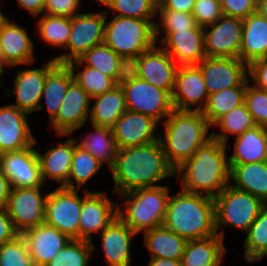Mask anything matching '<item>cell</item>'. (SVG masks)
Segmentation results:
<instances>
[{
	"label": "cell",
	"instance_id": "cell-48",
	"mask_svg": "<svg viewBox=\"0 0 267 266\" xmlns=\"http://www.w3.org/2000/svg\"><path fill=\"white\" fill-rule=\"evenodd\" d=\"M141 53L130 56H120L117 73L114 79L115 86L123 87L139 78Z\"/></svg>",
	"mask_w": 267,
	"mask_h": 266
},
{
	"label": "cell",
	"instance_id": "cell-47",
	"mask_svg": "<svg viewBox=\"0 0 267 266\" xmlns=\"http://www.w3.org/2000/svg\"><path fill=\"white\" fill-rule=\"evenodd\" d=\"M192 15L200 27L214 24L223 16L220 0H196Z\"/></svg>",
	"mask_w": 267,
	"mask_h": 266
},
{
	"label": "cell",
	"instance_id": "cell-12",
	"mask_svg": "<svg viewBox=\"0 0 267 266\" xmlns=\"http://www.w3.org/2000/svg\"><path fill=\"white\" fill-rule=\"evenodd\" d=\"M78 227V240L93 242L92 234L102 232L116 217L117 204L105 192L84 189Z\"/></svg>",
	"mask_w": 267,
	"mask_h": 266
},
{
	"label": "cell",
	"instance_id": "cell-30",
	"mask_svg": "<svg viewBox=\"0 0 267 266\" xmlns=\"http://www.w3.org/2000/svg\"><path fill=\"white\" fill-rule=\"evenodd\" d=\"M225 252L224 239L218 235L187 240L180 261L182 266H221Z\"/></svg>",
	"mask_w": 267,
	"mask_h": 266
},
{
	"label": "cell",
	"instance_id": "cell-4",
	"mask_svg": "<svg viewBox=\"0 0 267 266\" xmlns=\"http://www.w3.org/2000/svg\"><path fill=\"white\" fill-rule=\"evenodd\" d=\"M162 125L165 135H159V141L166 161L174 170L211 139L208 133L212 126L200 111L174 109Z\"/></svg>",
	"mask_w": 267,
	"mask_h": 266
},
{
	"label": "cell",
	"instance_id": "cell-14",
	"mask_svg": "<svg viewBox=\"0 0 267 266\" xmlns=\"http://www.w3.org/2000/svg\"><path fill=\"white\" fill-rule=\"evenodd\" d=\"M196 66L201 70L208 94L235 86H247L248 65L236 58L205 57Z\"/></svg>",
	"mask_w": 267,
	"mask_h": 266
},
{
	"label": "cell",
	"instance_id": "cell-21",
	"mask_svg": "<svg viewBox=\"0 0 267 266\" xmlns=\"http://www.w3.org/2000/svg\"><path fill=\"white\" fill-rule=\"evenodd\" d=\"M159 45L178 65H196L206 57L204 29L197 24L189 30L167 33Z\"/></svg>",
	"mask_w": 267,
	"mask_h": 266
},
{
	"label": "cell",
	"instance_id": "cell-34",
	"mask_svg": "<svg viewBox=\"0 0 267 266\" xmlns=\"http://www.w3.org/2000/svg\"><path fill=\"white\" fill-rule=\"evenodd\" d=\"M94 131L89 133L81 141L77 139V144L87 150L102 164L106 163L109 169L115 162L117 146L111 127L97 126L91 124ZM79 141V142H78Z\"/></svg>",
	"mask_w": 267,
	"mask_h": 266
},
{
	"label": "cell",
	"instance_id": "cell-38",
	"mask_svg": "<svg viewBox=\"0 0 267 266\" xmlns=\"http://www.w3.org/2000/svg\"><path fill=\"white\" fill-rule=\"evenodd\" d=\"M67 65L71 69L73 79L91 98L115 87L114 80L110 76L103 74L98 69L86 66L79 59L71 60ZM80 67L84 68L77 72Z\"/></svg>",
	"mask_w": 267,
	"mask_h": 266
},
{
	"label": "cell",
	"instance_id": "cell-20",
	"mask_svg": "<svg viewBox=\"0 0 267 266\" xmlns=\"http://www.w3.org/2000/svg\"><path fill=\"white\" fill-rule=\"evenodd\" d=\"M28 115L11 104L0 107V155L26 149L35 143Z\"/></svg>",
	"mask_w": 267,
	"mask_h": 266
},
{
	"label": "cell",
	"instance_id": "cell-44",
	"mask_svg": "<svg viewBox=\"0 0 267 266\" xmlns=\"http://www.w3.org/2000/svg\"><path fill=\"white\" fill-rule=\"evenodd\" d=\"M156 15L159 16L155 23V39L158 42L161 29L164 35L167 33L192 29L196 23L192 13L180 12L170 9H157Z\"/></svg>",
	"mask_w": 267,
	"mask_h": 266
},
{
	"label": "cell",
	"instance_id": "cell-2",
	"mask_svg": "<svg viewBox=\"0 0 267 266\" xmlns=\"http://www.w3.org/2000/svg\"><path fill=\"white\" fill-rule=\"evenodd\" d=\"M227 145L211 138L197 148L192 157L174 170L181 190L214 198L230 184Z\"/></svg>",
	"mask_w": 267,
	"mask_h": 266
},
{
	"label": "cell",
	"instance_id": "cell-16",
	"mask_svg": "<svg viewBox=\"0 0 267 266\" xmlns=\"http://www.w3.org/2000/svg\"><path fill=\"white\" fill-rule=\"evenodd\" d=\"M208 95L201 70L196 65H179L171 95L173 109L201 112Z\"/></svg>",
	"mask_w": 267,
	"mask_h": 266
},
{
	"label": "cell",
	"instance_id": "cell-51",
	"mask_svg": "<svg viewBox=\"0 0 267 266\" xmlns=\"http://www.w3.org/2000/svg\"><path fill=\"white\" fill-rule=\"evenodd\" d=\"M253 85L267 91V58L257 59L248 65Z\"/></svg>",
	"mask_w": 267,
	"mask_h": 266
},
{
	"label": "cell",
	"instance_id": "cell-53",
	"mask_svg": "<svg viewBox=\"0 0 267 266\" xmlns=\"http://www.w3.org/2000/svg\"><path fill=\"white\" fill-rule=\"evenodd\" d=\"M196 0H159L157 9H170L192 13Z\"/></svg>",
	"mask_w": 267,
	"mask_h": 266
},
{
	"label": "cell",
	"instance_id": "cell-54",
	"mask_svg": "<svg viewBox=\"0 0 267 266\" xmlns=\"http://www.w3.org/2000/svg\"><path fill=\"white\" fill-rule=\"evenodd\" d=\"M17 3L20 7L29 11L32 14L31 16L37 17L44 13L46 0H17Z\"/></svg>",
	"mask_w": 267,
	"mask_h": 266
},
{
	"label": "cell",
	"instance_id": "cell-13",
	"mask_svg": "<svg viewBox=\"0 0 267 266\" xmlns=\"http://www.w3.org/2000/svg\"><path fill=\"white\" fill-rule=\"evenodd\" d=\"M204 49L207 57L239 59L243 36V20L223 15L204 27Z\"/></svg>",
	"mask_w": 267,
	"mask_h": 266
},
{
	"label": "cell",
	"instance_id": "cell-25",
	"mask_svg": "<svg viewBox=\"0 0 267 266\" xmlns=\"http://www.w3.org/2000/svg\"><path fill=\"white\" fill-rule=\"evenodd\" d=\"M135 233L116 217L101 233L100 241L108 266H131V241Z\"/></svg>",
	"mask_w": 267,
	"mask_h": 266
},
{
	"label": "cell",
	"instance_id": "cell-22",
	"mask_svg": "<svg viewBox=\"0 0 267 266\" xmlns=\"http://www.w3.org/2000/svg\"><path fill=\"white\" fill-rule=\"evenodd\" d=\"M178 67L175 60L161 46L155 44L141 53L139 79L172 95Z\"/></svg>",
	"mask_w": 267,
	"mask_h": 266
},
{
	"label": "cell",
	"instance_id": "cell-57",
	"mask_svg": "<svg viewBox=\"0 0 267 266\" xmlns=\"http://www.w3.org/2000/svg\"><path fill=\"white\" fill-rule=\"evenodd\" d=\"M256 12L267 19V0H258Z\"/></svg>",
	"mask_w": 267,
	"mask_h": 266
},
{
	"label": "cell",
	"instance_id": "cell-36",
	"mask_svg": "<svg viewBox=\"0 0 267 266\" xmlns=\"http://www.w3.org/2000/svg\"><path fill=\"white\" fill-rule=\"evenodd\" d=\"M212 126L219 127L222 132L216 133V131H212L210 133L211 138L227 145L229 139L228 134L238 137L247 129L256 126V124L244 102L243 104L235 107L232 111L221 116L212 124Z\"/></svg>",
	"mask_w": 267,
	"mask_h": 266
},
{
	"label": "cell",
	"instance_id": "cell-37",
	"mask_svg": "<svg viewBox=\"0 0 267 266\" xmlns=\"http://www.w3.org/2000/svg\"><path fill=\"white\" fill-rule=\"evenodd\" d=\"M102 166L103 164L87 150L79 146L77 144V139L74 138V153L71 170L68 176V181L63 187L76 190L81 189L86 182L90 181V179L99 172L98 170Z\"/></svg>",
	"mask_w": 267,
	"mask_h": 266
},
{
	"label": "cell",
	"instance_id": "cell-27",
	"mask_svg": "<svg viewBox=\"0 0 267 266\" xmlns=\"http://www.w3.org/2000/svg\"><path fill=\"white\" fill-rule=\"evenodd\" d=\"M262 58H267V19L255 12L243 19L239 59L249 65Z\"/></svg>",
	"mask_w": 267,
	"mask_h": 266
},
{
	"label": "cell",
	"instance_id": "cell-19",
	"mask_svg": "<svg viewBox=\"0 0 267 266\" xmlns=\"http://www.w3.org/2000/svg\"><path fill=\"white\" fill-rule=\"evenodd\" d=\"M158 122L148 115L125 111L111 127L118 149L143 146L159 140Z\"/></svg>",
	"mask_w": 267,
	"mask_h": 266
},
{
	"label": "cell",
	"instance_id": "cell-40",
	"mask_svg": "<svg viewBox=\"0 0 267 266\" xmlns=\"http://www.w3.org/2000/svg\"><path fill=\"white\" fill-rule=\"evenodd\" d=\"M246 234L247 236L243 241L244 256L247 263L250 264L267 255V204L260 211Z\"/></svg>",
	"mask_w": 267,
	"mask_h": 266
},
{
	"label": "cell",
	"instance_id": "cell-11",
	"mask_svg": "<svg viewBox=\"0 0 267 266\" xmlns=\"http://www.w3.org/2000/svg\"><path fill=\"white\" fill-rule=\"evenodd\" d=\"M43 187L12 188L6 210L20 235L27 229L44 223L46 191Z\"/></svg>",
	"mask_w": 267,
	"mask_h": 266
},
{
	"label": "cell",
	"instance_id": "cell-35",
	"mask_svg": "<svg viewBox=\"0 0 267 266\" xmlns=\"http://www.w3.org/2000/svg\"><path fill=\"white\" fill-rule=\"evenodd\" d=\"M246 86H235L208 95L201 111L208 123L212 124L224 114L244 103Z\"/></svg>",
	"mask_w": 267,
	"mask_h": 266
},
{
	"label": "cell",
	"instance_id": "cell-60",
	"mask_svg": "<svg viewBox=\"0 0 267 266\" xmlns=\"http://www.w3.org/2000/svg\"><path fill=\"white\" fill-rule=\"evenodd\" d=\"M100 4H104L107 0H97Z\"/></svg>",
	"mask_w": 267,
	"mask_h": 266
},
{
	"label": "cell",
	"instance_id": "cell-28",
	"mask_svg": "<svg viewBox=\"0 0 267 266\" xmlns=\"http://www.w3.org/2000/svg\"><path fill=\"white\" fill-rule=\"evenodd\" d=\"M230 165V185L267 204V161Z\"/></svg>",
	"mask_w": 267,
	"mask_h": 266
},
{
	"label": "cell",
	"instance_id": "cell-23",
	"mask_svg": "<svg viewBox=\"0 0 267 266\" xmlns=\"http://www.w3.org/2000/svg\"><path fill=\"white\" fill-rule=\"evenodd\" d=\"M21 236L27 243L35 266L48 264L71 240L66 234L45 222L25 230Z\"/></svg>",
	"mask_w": 267,
	"mask_h": 266
},
{
	"label": "cell",
	"instance_id": "cell-56",
	"mask_svg": "<svg viewBox=\"0 0 267 266\" xmlns=\"http://www.w3.org/2000/svg\"><path fill=\"white\" fill-rule=\"evenodd\" d=\"M148 266H182L180 260L164 259V258H150Z\"/></svg>",
	"mask_w": 267,
	"mask_h": 266
},
{
	"label": "cell",
	"instance_id": "cell-6",
	"mask_svg": "<svg viewBox=\"0 0 267 266\" xmlns=\"http://www.w3.org/2000/svg\"><path fill=\"white\" fill-rule=\"evenodd\" d=\"M213 199L216 233L223 239L225 233L221 229L223 226L234 227L246 233L266 205L256 196L236 189L230 184Z\"/></svg>",
	"mask_w": 267,
	"mask_h": 266
},
{
	"label": "cell",
	"instance_id": "cell-55",
	"mask_svg": "<svg viewBox=\"0 0 267 266\" xmlns=\"http://www.w3.org/2000/svg\"><path fill=\"white\" fill-rule=\"evenodd\" d=\"M11 189L9 179L0 170V208H6Z\"/></svg>",
	"mask_w": 267,
	"mask_h": 266
},
{
	"label": "cell",
	"instance_id": "cell-18",
	"mask_svg": "<svg viewBox=\"0 0 267 266\" xmlns=\"http://www.w3.org/2000/svg\"><path fill=\"white\" fill-rule=\"evenodd\" d=\"M35 143L23 150L0 155V170L9 179L12 188L43 187Z\"/></svg>",
	"mask_w": 267,
	"mask_h": 266
},
{
	"label": "cell",
	"instance_id": "cell-41",
	"mask_svg": "<svg viewBox=\"0 0 267 266\" xmlns=\"http://www.w3.org/2000/svg\"><path fill=\"white\" fill-rule=\"evenodd\" d=\"M94 250V242L71 239L45 266H89Z\"/></svg>",
	"mask_w": 267,
	"mask_h": 266
},
{
	"label": "cell",
	"instance_id": "cell-7",
	"mask_svg": "<svg viewBox=\"0 0 267 266\" xmlns=\"http://www.w3.org/2000/svg\"><path fill=\"white\" fill-rule=\"evenodd\" d=\"M155 21L114 16L105 21L104 43L119 56L137 55L156 44Z\"/></svg>",
	"mask_w": 267,
	"mask_h": 266
},
{
	"label": "cell",
	"instance_id": "cell-31",
	"mask_svg": "<svg viewBox=\"0 0 267 266\" xmlns=\"http://www.w3.org/2000/svg\"><path fill=\"white\" fill-rule=\"evenodd\" d=\"M90 106L89 123L97 126L112 127L120 116L127 111L124 91L121 87L115 86L103 94L94 96Z\"/></svg>",
	"mask_w": 267,
	"mask_h": 266
},
{
	"label": "cell",
	"instance_id": "cell-52",
	"mask_svg": "<svg viewBox=\"0 0 267 266\" xmlns=\"http://www.w3.org/2000/svg\"><path fill=\"white\" fill-rule=\"evenodd\" d=\"M19 235L6 208H0V245L13 241Z\"/></svg>",
	"mask_w": 267,
	"mask_h": 266
},
{
	"label": "cell",
	"instance_id": "cell-17",
	"mask_svg": "<svg viewBox=\"0 0 267 266\" xmlns=\"http://www.w3.org/2000/svg\"><path fill=\"white\" fill-rule=\"evenodd\" d=\"M91 97L73 80L67 88L57 116L49 123L57 136L71 135L89 118Z\"/></svg>",
	"mask_w": 267,
	"mask_h": 266
},
{
	"label": "cell",
	"instance_id": "cell-1",
	"mask_svg": "<svg viewBox=\"0 0 267 266\" xmlns=\"http://www.w3.org/2000/svg\"><path fill=\"white\" fill-rule=\"evenodd\" d=\"M110 170L115 185L114 195L157 187L160 186L157 182L174 176V169L166 161L159 140L143 146L118 149Z\"/></svg>",
	"mask_w": 267,
	"mask_h": 266
},
{
	"label": "cell",
	"instance_id": "cell-10",
	"mask_svg": "<svg viewBox=\"0 0 267 266\" xmlns=\"http://www.w3.org/2000/svg\"><path fill=\"white\" fill-rule=\"evenodd\" d=\"M127 110L148 115L158 123L174 110L171 95L147 81L136 79L122 87Z\"/></svg>",
	"mask_w": 267,
	"mask_h": 266
},
{
	"label": "cell",
	"instance_id": "cell-3",
	"mask_svg": "<svg viewBox=\"0 0 267 266\" xmlns=\"http://www.w3.org/2000/svg\"><path fill=\"white\" fill-rule=\"evenodd\" d=\"M163 226L186 240L217 235L214 199L182 190L169 196Z\"/></svg>",
	"mask_w": 267,
	"mask_h": 266
},
{
	"label": "cell",
	"instance_id": "cell-32",
	"mask_svg": "<svg viewBox=\"0 0 267 266\" xmlns=\"http://www.w3.org/2000/svg\"><path fill=\"white\" fill-rule=\"evenodd\" d=\"M187 240L159 226L144 232V245L151 258L181 260Z\"/></svg>",
	"mask_w": 267,
	"mask_h": 266
},
{
	"label": "cell",
	"instance_id": "cell-39",
	"mask_svg": "<svg viewBox=\"0 0 267 266\" xmlns=\"http://www.w3.org/2000/svg\"><path fill=\"white\" fill-rule=\"evenodd\" d=\"M36 31L43 42L56 48H64L70 38L71 18L43 14L36 23Z\"/></svg>",
	"mask_w": 267,
	"mask_h": 266
},
{
	"label": "cell",
	"instance_id": "cell-8",
	"mask_svg": "<svg viewBox=\"0 0 267 266\" xmlns=\"http://www.w3.org/2000/svg\"><path fill=\"white\" fill-rule=\"evenodd\" d=\"M109 11L79 13L71 17L70 38L65 47L67 52L54 59L58 64H67L78 59L95 45L104 42L105 21Z\"/></svg>",
	"mask_w": 267,
	"mask_h": 266
},
{
	"label": "cell",
	"instance_id": "cell-5",
	"mask_svg": "<svg viewBox=\"0 0 267 266\" xmlns=\"http://www.w3.org/2000/svg\"><path fill=\"white\" fill-rule=\"evenodd\" d=\"M169 194V188L162 185L121 194L125 210L117 204V217L137 234L162 226Z\"/></svg>",
	"mask_w": 267,
	"mask_h": 266
},
{
	"label": "cell",
	"instance_id": "cell-45",
	"mask_svg": "<svg viewBox=\"0 0 267 266\" xmlns=\"http://www.w3.org/2000/svg\"><path fill=\"white\" fill-rule=\"evenodd\" d=\"M0 266H35L27 243L21 235L0 245Z\"/></svg>",
	"mask_w": 267,
	"mask_h": 266
},
{
	"label": "cell",
	"instance_id": "cell-24",
	"mask_svg": "<svg viewBox=\"0 0 267 266\" xmlns=\"http://www.w3.org/2000/svg\"><path fill=\"white\" fill-rule=\"evenodd\" d=\"M0 46L10 67L30 65L35 62L34 43L26 29L12 23L7 17L0 24Z\"/></svg>",
	"mask_w": 267,
	"mask_h": 266
},
{
	"label": "cell",
	"instance_id": "cell-58",
	"mask_svg": "<svg viewBox=\"0 0 267 266\" xmlns=\"http://www.w3.org/2000/svg\"><path fill=\"white\" fill-rule=\"evenodd\" d=\"M4 67H9V66L6 64V61L4 59L1 46H0V76L1 77L4 74Z\"/></svg>",
	"mask_w": 267,
	"mask_h": 266
},
{
	"label": "cell",
	"instance_id": "cell-33",
	"mask_svg": "<svg viewBox=\"0 0 267 266\" xmlns=\"http://www.w3.org/2000/svg\"><path fill=\"white\" fill-rule=\"evenodd\" d=\"M67 64H57L45 78L41 100H45L50 122L57 116L68 85L73 81Z\"/></svg>",
	"mask_w": 267,
	"mask_h": 266
},
{
	"label": "cell",
	"instance_id": "cell-50",
	"mask_svg": "<svg viewBox=\"0 0 267 266\" xmlns=\"http://www.w3.org/2000/svg\"><path fill=\"white\" fill-rule=\"evenodd\" d=\"M81 0H46L44 14L73 17L79 14Z\"/></svg>",
	"mask_w": 267,
	"mask_h": 266
},
{
	"label": "cell",
	"instance_id": "cell-42",
	"mask_svg": "<svg viewBox=\"0 0 267 266\" xmlns=\"http://www.w3.org/2000/svg\"><path fill=\"white\" fill-rule=\"evenodd\" d=\"M119 58L120 56L103 42L90 48L78 59L86 66L98 69L114 80Z\"/></svg>",
	"mask_w": 267,
	"mask_h": 266
},
{
	"label": "cell",
	"instance_id": "cell-29",
	"mask_svg": "<svg viewBox=\"0 0 267 266\" xmlns=\"http://www.w3.org/2000/svg\"><path fill=\"white\" fill-rule=\"evenodd\" d=\"M235 138L229 164L267 161V127L256 125Z\"/></svg>",
	"mask_w": 267,
	"mask_h": 266
},
{
	"label": "cell",
	"instance_id": "cell-59",
	"mask_svg": "<svg viewBox=\"0 0 267 266\" xmlns=\"http://www.w3.org/2000/svg\"><path fill=\"white\" fill-rule=\"evenodd\" d=\"M1 8V7H0ZM6 17L1 13V11H0V24H1V22L5 19Z\"/></svg>",
	"mask_w": 267,
	"mask_h": 266
},
{
	"label": "cell",
	"instance_id": "cell-46",
	"mask_svg": "<svg viewBox=\"0 0 267 266\" xmlns=\"http://www.w3.org/2000/svg\"><path fill=\"white\" fill-rule=\"evenodd\" d=\"M244 102L255 124L267 127V91L250 85L248 80Z\"/></svg>",
	"mask_w": 267,
	"mask_h": 266
},
{
	"label": "cell",
	"instance_id": "cell-49",
	"mask_svg": "<svg viewBox=\"0 0 267 266\" xmlns=\"http://www.w3.org/2000/svg\"><path fill=\"white\" fill-rule=\"evenodd\" d=\"M258 0H220L223 15L245 19L256 12Z\"/></svg>",
	"mask_w": 267,
	"mask_h": 266
},
{
	"label": "cell",
	"instance_id": "cell-15",
	"mask_svg": "<svg viewBox=\"0 0 267 266\" xmlns=\"http://www.w3.org/2000/svg\"><path fill=\"white\" fill-rule=\"evenodd\" d=\"M53 58L40 68L17 70L13 79V90H7V95L15 96V104H11L29 115L33 112L43 110L41 104L42 91L45 84L46 75L57 65Z\"/></svg>",
	"mask_w": 267,
	"mask_h": 266
},
{
	"label": "cell",
	"instance_id": "cell-26",
	"mask_svg": "<svg viewBox=\"0 0 267 266\" xmlns=\"http://www.w3.org/2000/svg\"><path fill=\"white\" fill-rule=\"evenodd\" d=\"M36 152L44 184L49 178L60 184L59 187H63L68 181L71 170L74 138H69L64 143H58V146L49 148L45 154L38 150Z\"/></svg>",
	"mask_w": 267,
	"mask_h": 266
},
{
	"label": "cell",
	"instance_id": "cell-9",
	"mask_svg": "<svg viewBox=\"0 0 267 266\" xmlns=\"http://www.w3.org/2000/svg\"><path fill=\"white\" fill-rule=\"evenodd\" d=\"M82 206V197L78 190L57 187L47 193L44 222L70 239L78 240V227Z\"/></svg>",
	"mask_w": 267,
	"mask_h": 266
},
{
	"label": "cell",
	"instance_id": "cell-43",
	"mask_svg": "<svg viewBox=\"0 0 267 266\" xmlns=\"http://www.w3.org/2000/svg\"><path fill=\"white\" fill-rule=\"evenodd\" d=\"M104 6L113 10L115 16L151 20L156 16L155 0H107Z\"/></svg>",
	"mask_w": 267,
	"mask_h": 266
}]
</instances>
